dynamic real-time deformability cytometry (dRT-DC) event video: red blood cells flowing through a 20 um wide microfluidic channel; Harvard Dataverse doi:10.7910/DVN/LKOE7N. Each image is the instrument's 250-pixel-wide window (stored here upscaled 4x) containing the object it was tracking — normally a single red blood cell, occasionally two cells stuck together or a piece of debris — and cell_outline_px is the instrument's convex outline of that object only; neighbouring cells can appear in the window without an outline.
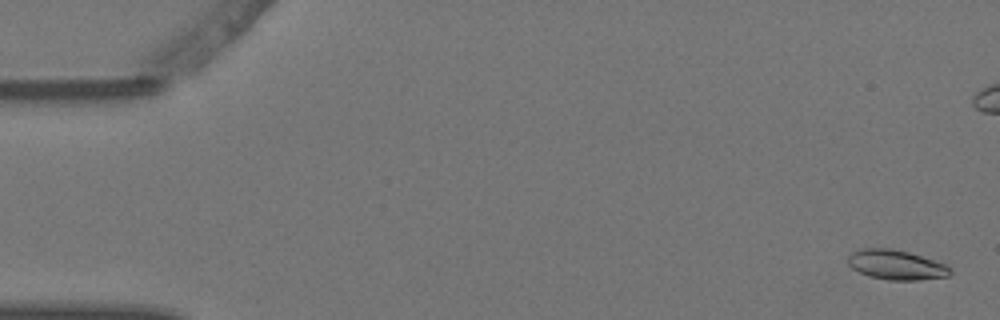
{"species": "Egyptian fruit bat (a non-hibernating species)", "species_latin": "Rousettus aegyptiacus", "temperature_condition": "warm", "stored_images_in_passage": 6, "camera_frame_rate_fps": 3000, "um_per_image_px": 0.085, "animal": {"sex": "female"}, "frame": {"image": 1, "passage_image": 1, "time_ms": 0.0, "image_size_px": [1000, 320], "cell_outline_px": [[952, 272], [948, 276], [916, 280], [888, 280], [868, 276], [852, 268], [848, 264], [848, 256], [852, 252], [860, 248], [892, 248], [908, 252], [944, 264], [952, 268]], "centroid_in_image_um": [76.14, 22.51], "position_along_channel_um": 8.9, "area_um2": 17.63}}